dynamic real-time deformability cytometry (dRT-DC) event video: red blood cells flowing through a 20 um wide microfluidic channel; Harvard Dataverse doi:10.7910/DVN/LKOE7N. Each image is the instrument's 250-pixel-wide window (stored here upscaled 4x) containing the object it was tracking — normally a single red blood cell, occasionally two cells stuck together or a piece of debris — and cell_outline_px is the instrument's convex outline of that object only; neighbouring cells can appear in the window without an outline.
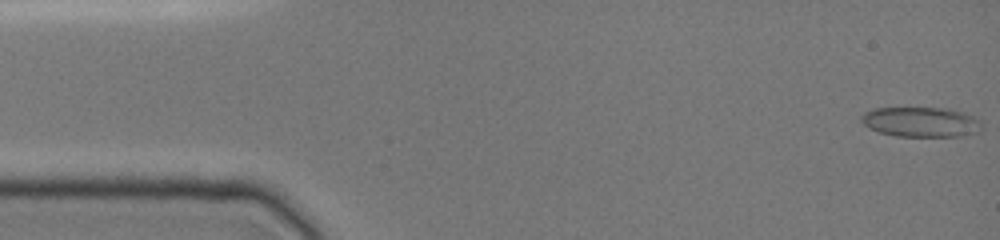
{"species": "common noctule bat (a hibernating species)", "species_latin": "Nyctalus noctula", "temperature_condition": "cold", "stored_images_in_passage": 83, "camera_frame_rate_fps": 3000, "um_per_image_px": 0.085, "animal": {"sex": "female", "body_mass_g": 19.0, "forearm_length_mm": 51.5}, "frame": {"image": 1, "passage_image": 1, "time_ms": 0.0, "image_size_px": [1000, 240], "cell_outline_px": [[980, 132], [960, 136], [896, 136], [880, 132], [864, 124], [860, 120], [860, 116], [864, 112], [872, 108], [948, 108], [964, 112], [972, 116], [980, 124]], "centroid_in_image_um": [78.25, 10.36], "position_along_channel_um": 6.7, "area_um2": 20.87}}
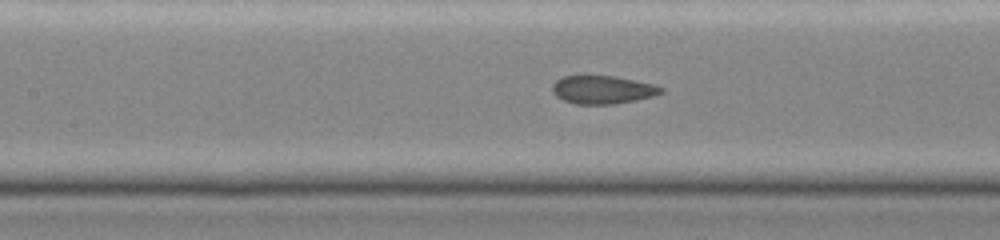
{"frame": {"image": 2, "passage_image": 30, "time_ms": 6.667, "image_size_px": [1000, 240], "cell_outline_px": [[664, 92], [652, 96], [636, 100], [612, 104], [576, 104], [564, 100], [556, 96], [552, 92], [552, 84], [556, 80], [564, 76], [616, 76], [656, 84], [664, 88]], "centroid_in_image_um": [51.24, 7.62], "position_along_channel_um": 156.2, "area_um2": 17.92}}
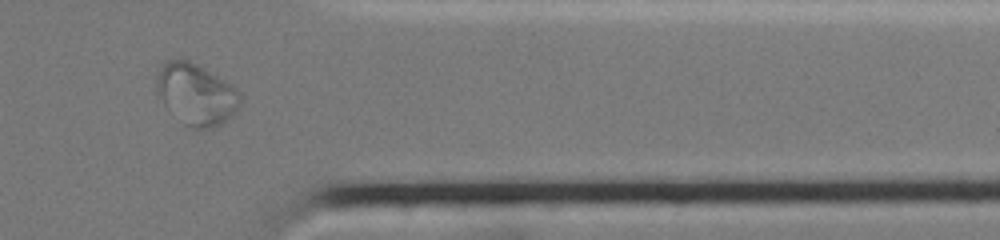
{"frame": {"image": 3, "passage_image": 65, "time_ms": 12.667, "image_size_px": [1000, 240], "cell_outline_px": [[240, 104], [232, 116], [220, 124], [212, 128], [192, 128], [164, 104], [156, 92], [156, 84], [160, 68], [168, 60], [188, 60], [196, 64], [224, 80], [240, 96]], "centroid_in_image_um": [16.66, 8.01], "position_along_channel_um": 394.7, "area_um2": 28.78}}